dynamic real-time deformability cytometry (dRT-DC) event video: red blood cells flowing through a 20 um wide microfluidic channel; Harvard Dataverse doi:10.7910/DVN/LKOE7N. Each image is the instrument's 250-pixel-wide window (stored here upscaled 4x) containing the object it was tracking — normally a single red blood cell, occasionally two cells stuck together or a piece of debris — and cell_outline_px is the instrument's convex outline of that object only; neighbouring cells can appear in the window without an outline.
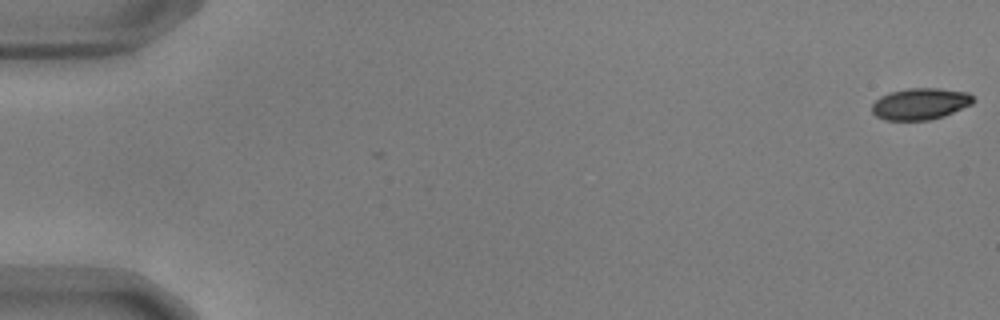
{"species": "common noctule bat (a hibernating species)", "species_latin": "Nyctalus noctula", "temperature_condition": "warm", "stored_images_in_passage": 56, "camera_frame_rate_fps": 3000, "um_per_image_px": 0.085, "animal": {"sex": "male", "body_mass_g": 17.9, "forearm_length_mm": 54.2}, "frame": {"image": 1, "passage_image": 1, "time_ms": 0.0, "image_size_px": [1000, 320], "cell_outline_px": [[976, 100], [972, 104], [944, 116], [928, 120], [884, 120], [876, 116], [872, 112], [872, 104], [880, 96], [888, 92], [908, 88], [940, 88], [968, 92]], "centroid_in_image_um": [78.22, 8.82], "position_along_channel_um": 6.8, "area_um2": 18.79}}
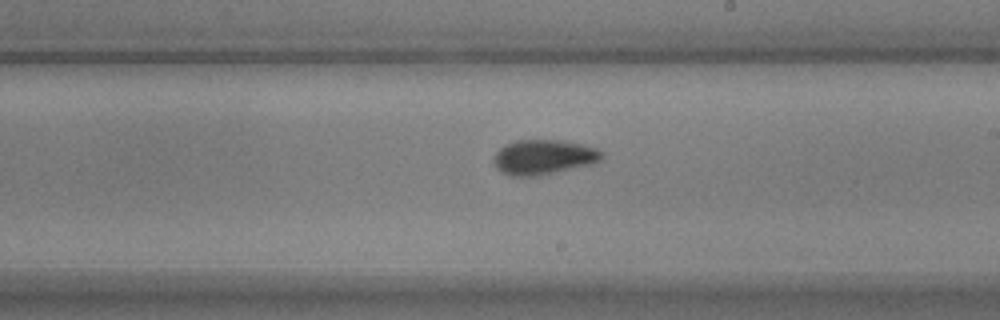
{"frame": {"image": 2, "passage_image": 33, "time_ms": 10.667, "image_size_px": [1000, 320], "cell_outline_px": [[604, 156], [596, 164], [540, 176], [512, 176], [500, 172], [492, 164], [492, 160], [496, 152], [500, 148], [516, 140], [560, 140], [584, 144], [596, 148], [604, 152]], "centroid_in_image_um": [46.24, 13.37], "position_along_channel_um": 242.8, "area_um2": 22.48}}
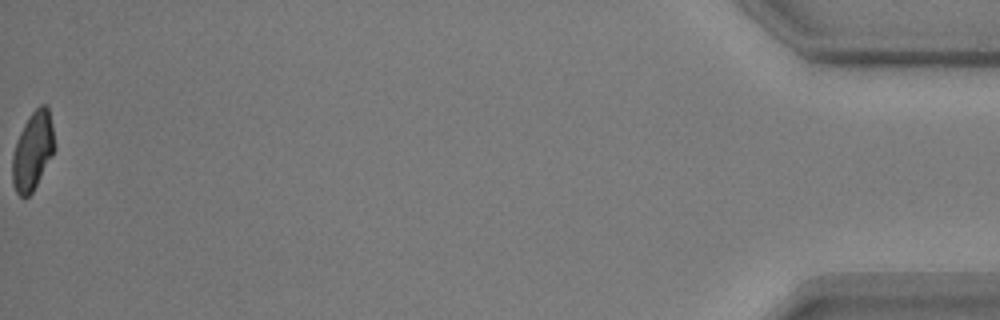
{"frame": {"image": 3, "passage_image": 56, "time_ms": 18.333, "image_size_px": [1000, 320], "cell_outline_px": [[56, 148], [52, 156], [32, 192], [28, 196], [20, 196], [16, 192], [12, 184], [12, 152], [16, 140], [28, 116], [40, 104], [44, 104], [48, 108], [56, 144]], "centroid_in_image_um": [2.77, 12.82], "position_along_channel_um": 432.4, "area_um2": 19.31}, "authors_computed_cell_mechanics": {"area_um2": 20.4901, "velocity_mm_per_s": 3.6905, "shape_relaxation_time_tau1_ms": 4.6075, "shape_relaxation_time_tau2_ms": 1.7676, "deformation_change_tau1": 0.1537, "deformation_change_tau2": 0.053}}